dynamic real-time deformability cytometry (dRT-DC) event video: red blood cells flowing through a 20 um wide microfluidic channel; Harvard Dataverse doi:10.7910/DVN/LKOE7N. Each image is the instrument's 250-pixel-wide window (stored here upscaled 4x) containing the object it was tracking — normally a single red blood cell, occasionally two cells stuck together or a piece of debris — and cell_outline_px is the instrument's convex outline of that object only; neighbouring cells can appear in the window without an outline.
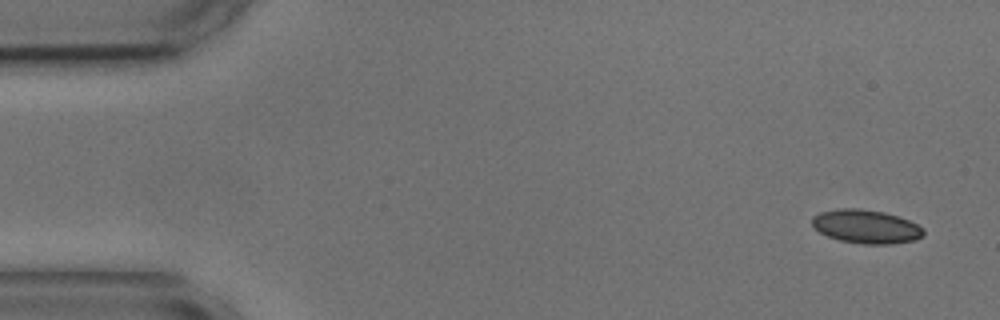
{"species": "common noctule bat (a hibernating species)", "species_latin": "Nyctalus noctula", "temperature_condition": "cold", "stored_images_in_passage": 4, "camera_frame_rate_fps": 3000, "um_per_image_px": 0.085, "animal": {"sex": "male", "body_mass_g": 17.9, "forearm_length_mm": 54.2}, "frame": {"image": 1, "passage_image": 1, "time_ms": 0.0, "image_size_px": [1000, 320], "cell_outline_px": [[924, 236], [916, 240], [892, 244], [864, 244], [840, 240], [828, 236], [820, 232], [812, 224], [812, 216], [820, 212], [840, 208], [860, 208], [884, 212], [908, 220], [924, 228]], "centroid_in_image_um": [73.63, 19.26], "position_along_channel_um": 11.4, "area_um2": 21.85}}
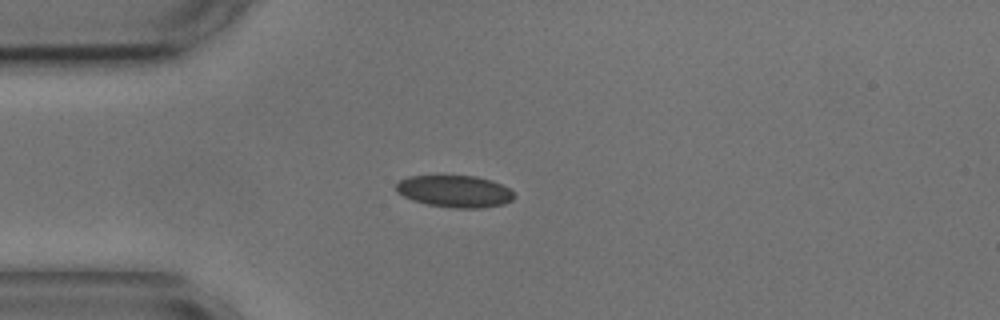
{"frame": {"image": 2, "passage_image": 4, "time_ms": 3.667, "image_size_px": [1000, 320], "cell_outline_px": [[516, 196], [512, 200], [504, 204], [480, 208], [452, 208], [428, 204], [412, 200], [396, 192], [396, 184], [400, 180], [408, 176], [476, 176], [492, 180], [508, 188]], "centroid_in_image_um": [38.65, 16.26], "position_along_channel_um": 46.3, "area_um2": 21.96}}